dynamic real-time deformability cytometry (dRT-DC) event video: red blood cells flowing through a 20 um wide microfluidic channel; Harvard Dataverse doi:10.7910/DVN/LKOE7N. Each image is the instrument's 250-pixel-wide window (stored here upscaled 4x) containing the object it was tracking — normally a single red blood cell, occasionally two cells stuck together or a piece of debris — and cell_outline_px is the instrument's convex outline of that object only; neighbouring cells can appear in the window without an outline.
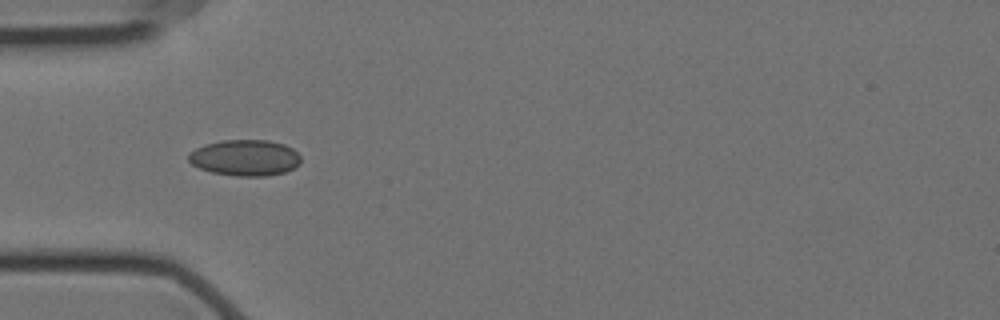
{"species": "Egyptian fruit bat (a non-hibernating species)", "species_latin": "Rousettus aegyptiacus", "temperature_condition": "cold", "stored_images_in_passage": 9, "camera_frame_rate_fps": 3000, "um_per_image_px": 0.085, "animal": {"sex": "female"}, "frame": {"image": 1, "passage_image": 6, "time_ms": 1.667, "image_size_px": [1000, 320], "cell_outline_px": [[300, 164], [284, 172], [268, 176], [236, 176], [212, 172], [200, 168], [192, 164], [188, 160], [188, 152], [204, 144], [220, 140], [268, 140], [284, 144], [292, 148], [300, 156]], "centroid_in_image_um": [20.81, 13.4], "position_along_channel_um": 64.2, "area_um2": 23.7}}
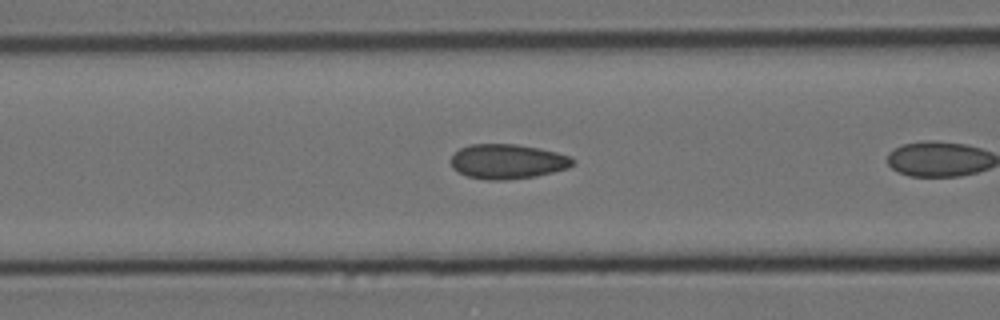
{"frame": {"image": 2, "passage_image": 8, "time_ms": 2.333, "image_size_px": [1000, 320], "cell_outline_px": [[576, 160], [568, 168], [536, 176], [504, 180], [488, 180], [468, 176], [452, 168], [452, 156], [460, 148], [472, 144], [516, 144], [540, 148], [572, 156]], "centroid_in_image_um": [43.17, 13.72], "position_along_channel_um": 123.4, "area_um2": 24.57}}